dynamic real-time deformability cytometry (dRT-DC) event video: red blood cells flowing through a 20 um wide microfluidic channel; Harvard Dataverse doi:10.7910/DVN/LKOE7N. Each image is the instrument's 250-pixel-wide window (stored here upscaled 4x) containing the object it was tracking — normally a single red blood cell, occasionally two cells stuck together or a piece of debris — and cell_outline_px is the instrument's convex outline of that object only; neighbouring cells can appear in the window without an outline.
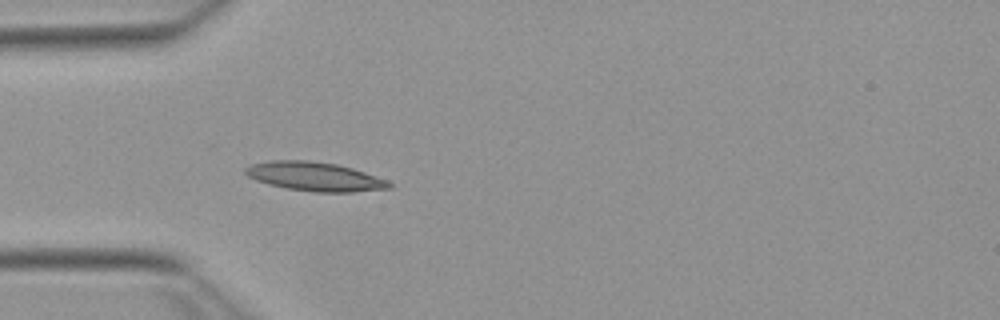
{"species": "Egyptian fruit bat (a non-hibernating species)", "species_latin": "Rousettus aegyptiacus", "temperature_condition": "warm", "stored_images_in_passage": 9, "camera_frame_rate_fps": 3000, "um_per_image_px": 0.085, "animal": {"sex": "female"}, "frame": {"image": 1, "passage_image": 1, "time_ms": 0.0, "image_size_px": [1000, 320], "cell_outline_px": [[392, 188], [352, 192], [316, 192], [288, 188], [268, 184], [256, 180], [248, 176], [244, 172], [244, 168], [252, 164], [272, 160], [304, 160], [336, 164], [352, 168], [388, 180], [392, 184]], "centroid_in_image_um": [26.76, 15.01], "position_along_channel_um": 58.2, "area_um2": 24.1}}
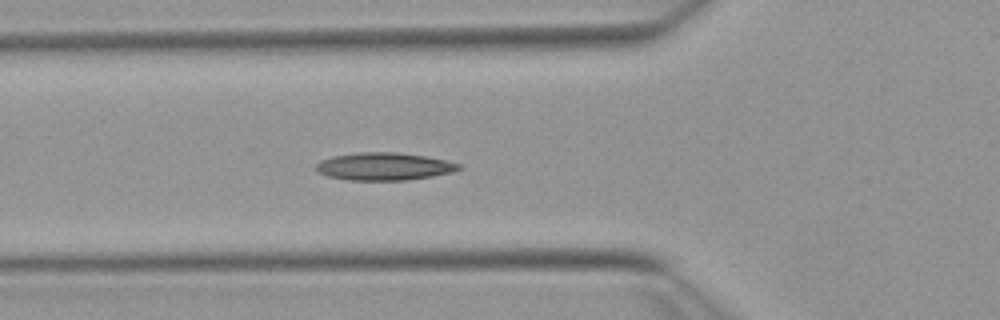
{"frame": {"image": 2, "passage_image": 4, "time_ms": 1.0, "image_size_px": [1000, 320], "cell_outline_px": [[460, 168], [452, 172], [432, 176], [408, 180], [348, 180], [328, 176], [316, 172], [316, 164], [320, 160], [332, 156], [360, 152], [396, 152], [424, 156], [444, 160], [460, 164]], "centroid_in_image_um": [32.59, 14.15], "position_along_channel_um": 93.2, "area_um2": 22.89}}
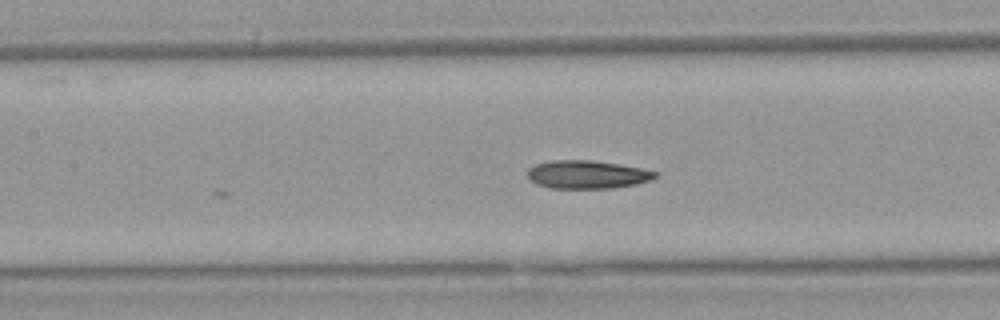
{"frame": {"image": 3, "passage_image": 9, "time_ms": 2.667, "image_size_px": [1000, 320], "cell_outline_px": [[656, 176], [648, 180], [636, 184], [612, 188], [548, 188], [536, 184], [528, 176], [528, 168], [532, 164], [552, 160], [592, 160], [640, 168], [656, 172]], "centroid_in_image_um": [49.83, 14.83], "position_along_channel_um": 157.6, "area_um2": 20.81}}